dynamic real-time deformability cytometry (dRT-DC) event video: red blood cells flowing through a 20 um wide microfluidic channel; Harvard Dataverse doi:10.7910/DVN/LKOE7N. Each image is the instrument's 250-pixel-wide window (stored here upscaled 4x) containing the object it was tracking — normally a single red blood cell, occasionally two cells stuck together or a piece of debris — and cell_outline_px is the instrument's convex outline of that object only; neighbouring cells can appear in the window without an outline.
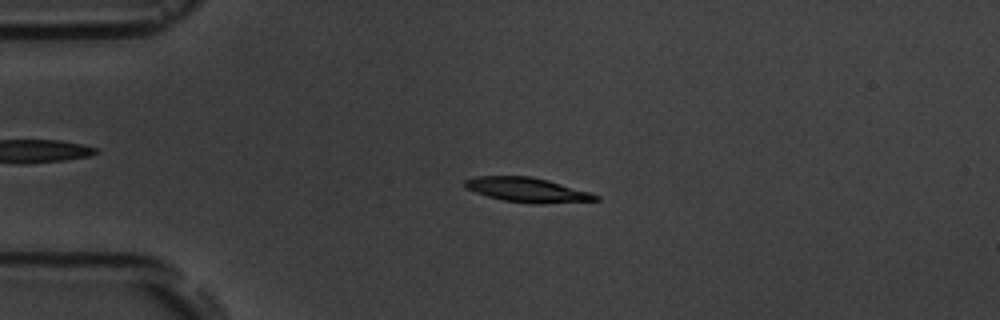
{"species": "common noctule bat (a hibernating species)", "species_latin": "Nyctalus noctula", "temperature_condition": "room temperature", "stored_images_in_passage": 5, "camera_frame_rate_fps": 3000, "um_per_image_px": 0.085, "animal": {"sex": "male", "body_mass_g": 19.5, "forearm_length_mm": 54.6}, "frame": {"image": 1, "passage_image": 3, "time_ms": 2.333, "image_size_px": [1000, 320], "cell_outline_px": [[600, 200], [540, 204], [504, 200], [488, 196], [476, 192], [468, 188], [464, 184], [464, 180], [476, 176], [528, 176], [548, 180], [588, 192], [600, 196]], "centroid_in_image_um": [44.82, 16.14], "position_along_channel_um": 40.2, "area_um2": 18.32}}
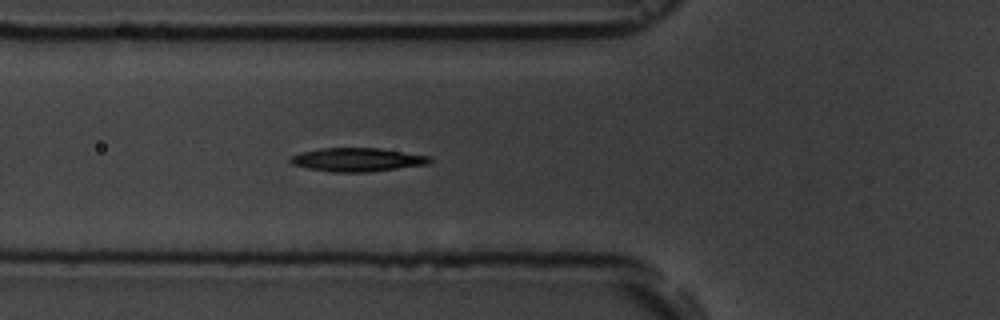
{"frame": {"image": 2, "passage_image": 5, "time_ms": 4.667, "image_size_px": [1000, 320], "cell_outline_px": [[432, 160], [428, 164], [368, 172], [332, 172], [308, 168], [292, 164], [288, 160], [292, 156], [304, 152], [324, 148], [376, 148], [432, 156]], "centroid_in_image_um": [30.4, 13.58], "position_along_channel_um": 95.4, "area_um2": 18.9}}